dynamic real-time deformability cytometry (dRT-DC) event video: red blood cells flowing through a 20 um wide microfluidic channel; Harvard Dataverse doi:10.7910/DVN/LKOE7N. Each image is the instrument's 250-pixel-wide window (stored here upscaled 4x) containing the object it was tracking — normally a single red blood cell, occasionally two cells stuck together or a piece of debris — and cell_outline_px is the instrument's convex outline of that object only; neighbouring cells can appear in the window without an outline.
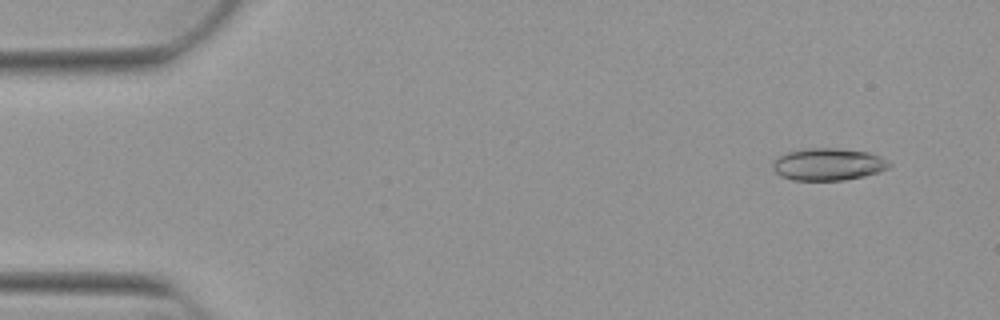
{"species": "Egyptian fruit bat (a non-hibernating species)", "species_latin": "Rousettus aegyptiacus", "temperature_condition": "warm", "stored_images_in_passage": 52, "camera_frame_rate_fps": 3000, "um_per_image_px": 0.085, "animal": {"sex": "female"}, "frame": {"image": 1, "passage_image": 4, "time_ms": 1.0, "image_size_px": [1000, 320], "cell_outline_px": [[892, 164], [888, 168], [864, 176], [844, 180], [792, 180], [780, 176], [772, 168], [772, 160], [788, 152], [804, 148], [840, 148], [868, 152], [880, 156], [888, 160]], "centroid_in_image_um": [70.38, 13.96], "position_along_channel_um": 14.6, "area_um2": 21.96}}
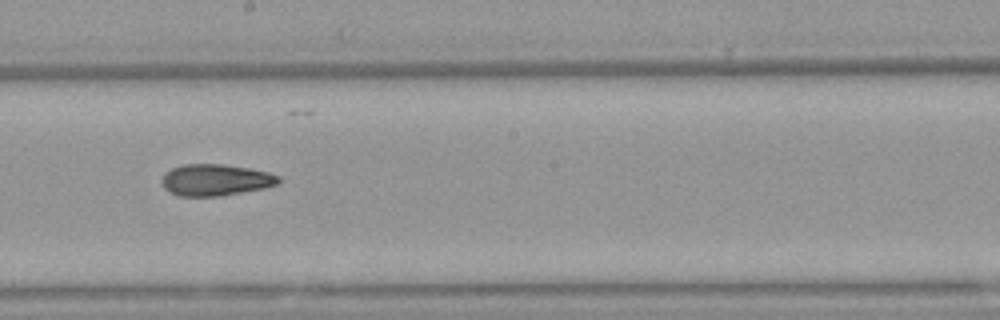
{"frame": {"image": 2, "passage_image": 29, "time_ms": 9.333, "image_size_px": [1000, 320], "cell_outline_px": [[280, 180], [276, 184], [264, 188], [216, 196], [180, 196], [168, 192], [164, 188], [160, 180], [164, 172], [172, 168], [184, 164], [224, 164], [248, 168], [268, 172], [280, 176]], "centroid_in_image_um": [18.26, 15.29], "position_along_channel_um": 229.9, "area_um2": 21.44}}
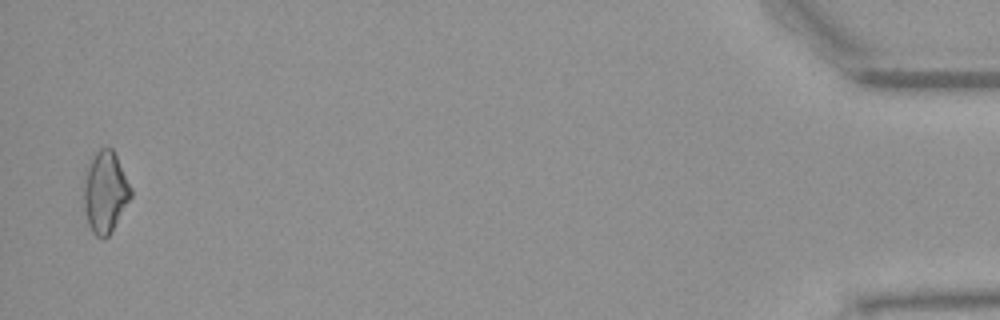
{"frame": {"image": 3, "passage_image": 51, "time_ms": 16.667, "image_size_px": [1000, 320], "cell_outline_px": [[132, 196], [108, 236], [104, 240], [96, 236], [92, 232], [88, 224], [84, 208], [84, 184], [88, 164], [96, 152], [100, 148], [112, 148], [132, 188]], "centroid_in_image_um": [8.94, 16.35], "position_along_channel_um": 426.3, "area_um2": 22.08}, "authors_computed_cell_mechanics": {"area_um2": 21.5016, "velocity_mm_per_s": 3.9192, "shape_relaxation_time_tau1_ms": null, "shape_relaxation_time_tau2_ms": 9.6763, "deformation_change_tau1": null, "deformation_change_tau2": 0.2004}}